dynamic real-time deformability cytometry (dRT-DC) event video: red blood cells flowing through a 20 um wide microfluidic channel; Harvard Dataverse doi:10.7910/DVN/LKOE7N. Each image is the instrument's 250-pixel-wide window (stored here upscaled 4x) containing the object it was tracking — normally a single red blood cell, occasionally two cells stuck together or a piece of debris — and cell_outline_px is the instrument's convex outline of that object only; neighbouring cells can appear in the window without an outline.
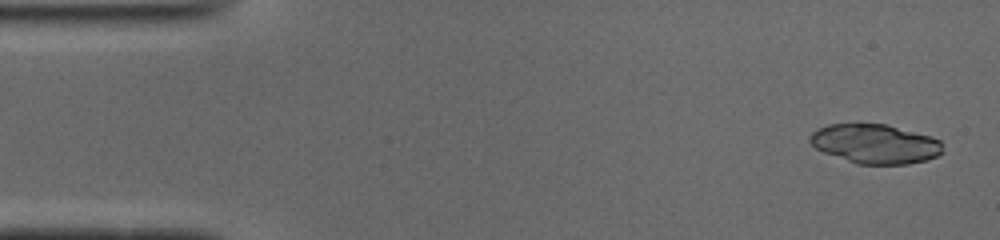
{"species": "common noctule bat (a hibernating species)", "species_latin": "Nyctalus noctula", "temperature_condition": "cold", "stored_images_in_passage": 49, "camera_frame_rate_fps": 3000, "um_per_image_px": 0.085, "animal": {"sex": "male", "body_mass_g": 19.0, "forearm_length_mm": 50.8}, "frame": {"image": 1, "passage_image": 2, "time_ms": 0.333, "image_size_px": [1000, 240], "cell_outline_px": [[944, 152], [936, 156], [924, 160], [908, 164], [856, 164], [824, 152], [816, 148], [808, 140], [808, 136], [816, 128], [828, 124], [888, 124], [932, 136], [940, 140]], "centroid_in_image_um": [74.38, 12.22], "position_along_channel_um": 10.6, "area_um2": 30.63}}
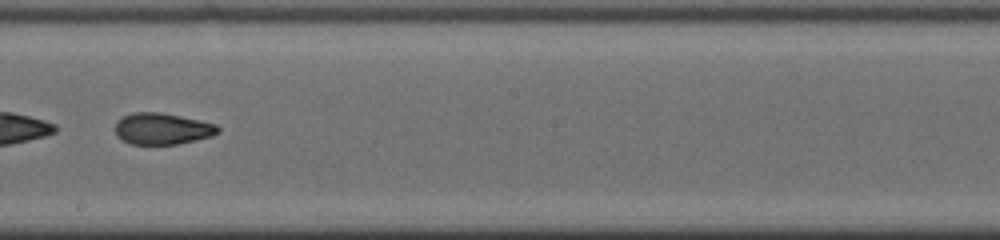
{"frame": {"image": 2, "passage_image": 28, "time_ms": 9.0, "image_size_px": [1000, 240], "cell_outline_px": [[220, 132], [212, 136], [196, 140], [176, 144], [132, 144], [116, 136], [116, 120], [132, 112], [160, 112], [180, 116], [216, 124], [220, 128]], "centroid_in_image_um": [13.8, 10.94], "position_along_channel_um": 234.4, "area_um2": 18.79}}
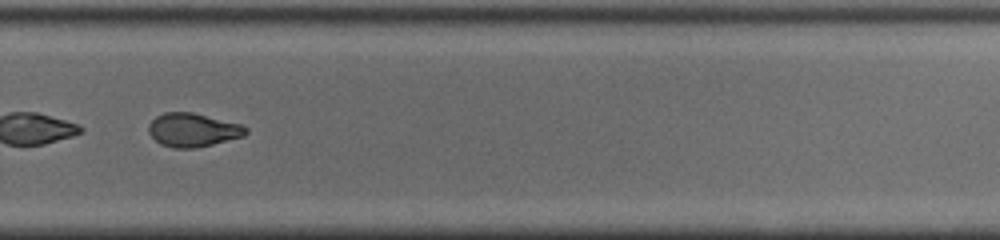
{"frame": {"image": 3, "passage_image": 34, "time_ms": 11.0, "image_size_px": [1000, 240], "cell_outline_px": [[248, 132], [244, 136], [196, 148], [172, 148], [160, 144], [148, 132], [148, 124], [156, 116], [164, 112], [192, 112], [240, 124], [248, 128]], "centroid_in_image_um": [16.37, 11.05], "position_along_channel_um": 313.4, "area_um2": 19.02}, "authors_computed_cell_mechanics": {"area_um2": 21.386, "velocity_mm_per_s": 3.9449, "shape_relaxation_time_tau1_ms": null, "shape_relaxation_time_tau2_ms": 1.9145, "deformation_change_tau1": null, "deformation_change_tau2": 0.0611}}